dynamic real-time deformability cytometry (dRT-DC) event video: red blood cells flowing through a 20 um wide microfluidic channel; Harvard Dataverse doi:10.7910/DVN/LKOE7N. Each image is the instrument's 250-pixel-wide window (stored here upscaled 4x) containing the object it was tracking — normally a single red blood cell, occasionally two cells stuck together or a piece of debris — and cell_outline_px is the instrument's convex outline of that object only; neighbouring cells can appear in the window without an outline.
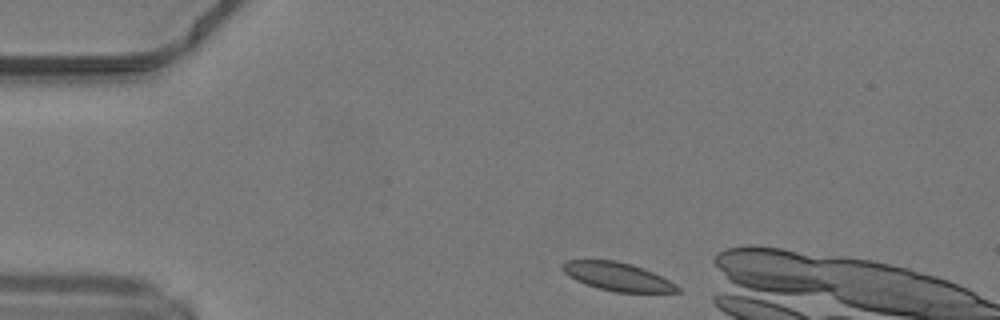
{"species": "common noctule bat (a hibernating species)", "species_latin": "Nyctalus noctula", "temperature_condition": "warm", "stored_images_in_passage": 10, "camera_frame_rate_fps": 3000, "um_per_image_px": 0.085, "animal": {"sex": "male", "body_mass_g": 19.2, "forearm_length_mm": 51.8}, "frame": {"image": 1, "passage_image": 1, "time_ms": 0.0, "image_size_px": [1000, 320], "cell_outline_px": [[684, 292], [616, 292], [596, 288], [576, 280], [564, 272], [560, 268], [560, 264], [568, 260], [616, 260], [632, 264], [644, 268], [676, 284]], "centroid_in_image_um": [52.48, 23.51], "position_along_channel_um": 32.5, "area_um2": 19.02}}